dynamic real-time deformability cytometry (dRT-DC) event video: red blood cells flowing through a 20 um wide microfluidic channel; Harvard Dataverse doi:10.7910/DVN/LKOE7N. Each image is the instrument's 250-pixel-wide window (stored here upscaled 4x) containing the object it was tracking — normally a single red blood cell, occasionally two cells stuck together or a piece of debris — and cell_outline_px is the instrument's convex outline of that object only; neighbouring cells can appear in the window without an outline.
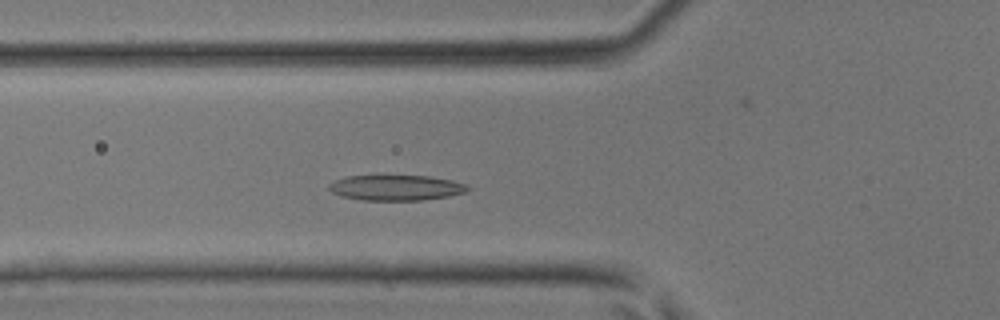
{"species": "common noctule bat (a hibernating species)", "species_latin": "Nyctalus noctula", "temperature_condition": "room temperature", "stored_images_in_passage": 43, "segment_of_instrument_passage": [1, 2], "camera_frame_rate_fps": 3000, "um_per_image_px": 0.085, "animal": {"sex": "male", "body_mass_g": 17.9, "forearm_length_mm": 54.2}, "frame": {"image": 1, "passage_image": 13, "time_ms": 4.0, "image_size_px": [1000, 320], "cell_outline_px": [[472, 188], [464, 192], [448, 196], [420, 200], [364, 200], [340, 196], [332, 192], [328, 188], [328, 184], [336, 180], [348, 176], [428, 176], [452, 180], [468, 184]], "centroid_in_image_um": [33.68, 15.95], "position_along_channel_um": 92.1, "area_um2": 20.46}}
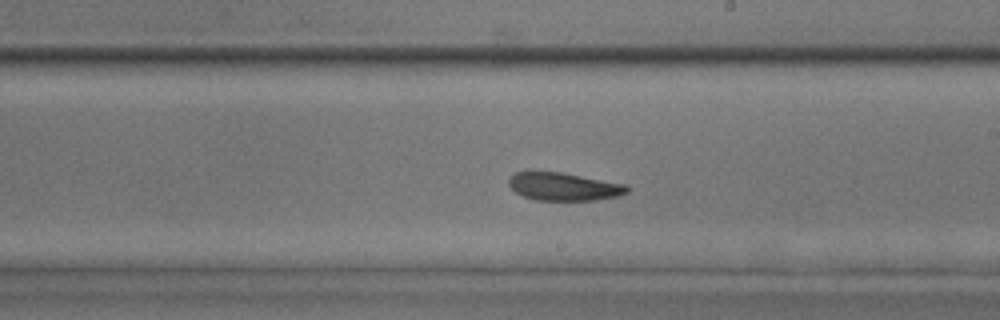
{"frame": {"image": 2, "passage_image": 23, "time_ms": 7.333, "image_size_px": [1000, 320], "cell_outline_px": [[628, 192], [616, 196], [596, 200], [536, 200], [524, 196], [516, 192], [508, 184], [508, 176], [516, 172], [528, 168], [532, 168], [560, 172], [628, 184]], "centroid_in_image_um": [47.84, 15.81], "position_along_channel_um": 241.2, "area_um2": 19.88}}
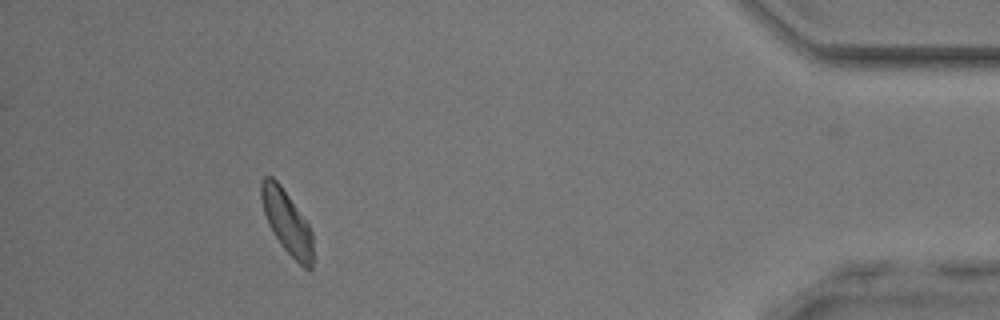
{"frame": {"image": 3, "passage_image": 38, "time_ms": 12.333, "image_size_px": [1000, 320], "cell_outline_px": [[312, 268], [304, 268], [280, 244], [268, 224], [264, 212], [260, 196], [260, 180], [264, 176], [272, 176], [280, 184], [308, 224], [312, 232]], "centroid_in_image_um": [24.35, 18.83], "position_along_channel_um": 410.8, "area_um2": 18.79}}